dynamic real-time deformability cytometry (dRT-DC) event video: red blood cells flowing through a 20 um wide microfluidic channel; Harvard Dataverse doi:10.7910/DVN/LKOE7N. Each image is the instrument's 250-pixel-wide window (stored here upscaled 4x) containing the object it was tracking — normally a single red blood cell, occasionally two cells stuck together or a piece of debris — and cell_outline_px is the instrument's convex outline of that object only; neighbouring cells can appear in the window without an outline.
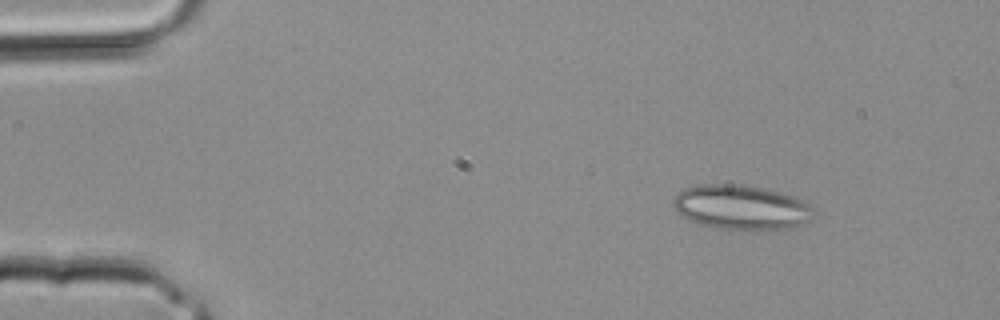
{"species": "common noctule bat (a hibernating species)", "species_latin": "Nyctalus noctula", "temperature_condition": "room temperature", "stored_images_in_passage": 4, "segment_of_instrument_passage": [1, 2], "camera_frame_rate_fps": 3000, "um_per_image_px": 0.085, "animal": {"sex": "male", "body_mass_g": 20.4}, "frame": {"image": 1, "passage_image": 1, "time_ms": 0.0, "image_size_px": [1000, 320], "cell_outline_px": [[816, 216], [812, 220], [792, 228], [768, 232], [756, 232], [712, 228], [688, 220], [676, 212], [672, 204], [672, 200], [684, 188], [700, 184], [732, 184], [764, 188], [792, 196], [808, 204], [816, 212]], "centroid_in_image_um": [63.03, 17.68], "position_along_channel_um": 22.0, "area_um2": 37.51}}